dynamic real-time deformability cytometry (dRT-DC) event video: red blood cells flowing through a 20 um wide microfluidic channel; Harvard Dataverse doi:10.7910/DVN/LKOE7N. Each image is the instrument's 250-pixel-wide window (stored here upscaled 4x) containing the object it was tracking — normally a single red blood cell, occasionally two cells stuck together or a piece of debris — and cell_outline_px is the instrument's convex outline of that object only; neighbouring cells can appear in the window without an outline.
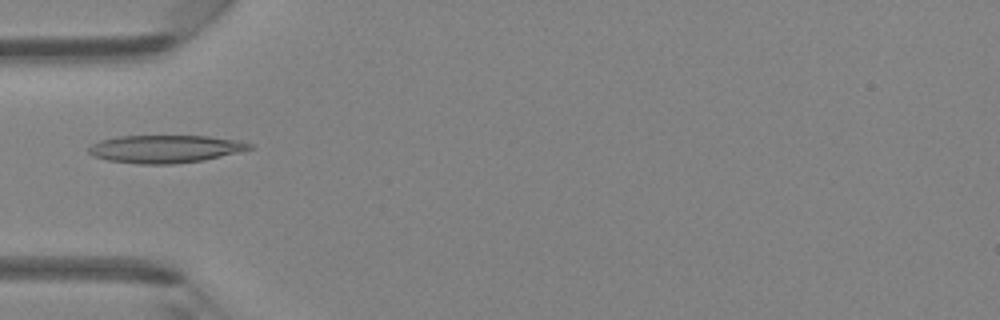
{"species": "Egyptian fruit bat (a non-hibernating species)", "species_latin": "Rousettus aegyptiacus", "temperature_condition": "room temperature", "stored_images_in_passage": 5, "camera_frame_rate_fps": 3000, "um_per_image_px": 0.085, "animal": {"sex": "female"}, "frame": {"image": 1, "passage_image": 4, "time_ms": 3.333, "image_size_px": [1000, 320], "cell_outline_px": [[252, 148], [204, 160], [172, 164], [140, 164], [108, 160], [92, 156], [88, 152], [88, 148], [92, 144], [100, 140], [120, 136], [208, 136], [240, 140], [252, 144]], "centroid_in_image_um": [14.01, 12.65], "position_along_channel_um": 71.0, "area_um2": 25.89}}
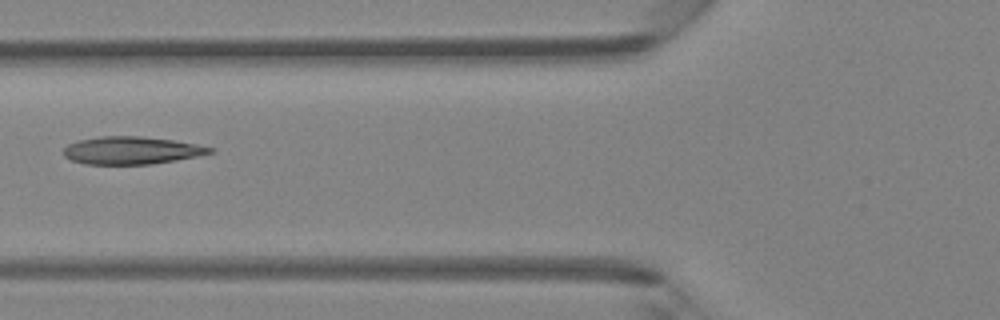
{"frame": {"image": 2, "passage_image": 5, "time_ms": 4.333, "image_size_px": [1000, 320], "cell_outline_px": [[216, 152], [176, 160], [152, 164], [84, 164], [72, 160], [64, 156], [64, 148], [68, 144], [80, 140], [100, 136], [140, 136], [172, 140], [196, 144], [216, 148]], "centroid_in_image_um": [11.2, 12.78], "position_along_channel_um": 114.6, "area_um2": 23.52}}